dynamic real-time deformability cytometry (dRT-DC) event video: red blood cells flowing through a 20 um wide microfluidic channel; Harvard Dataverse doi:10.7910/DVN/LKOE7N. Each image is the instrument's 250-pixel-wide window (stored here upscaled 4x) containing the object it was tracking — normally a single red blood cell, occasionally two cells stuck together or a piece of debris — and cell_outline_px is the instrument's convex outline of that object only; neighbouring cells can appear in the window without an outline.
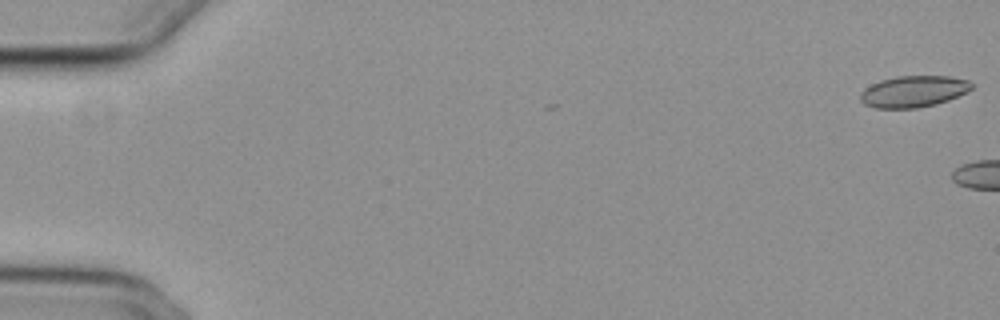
{"species": "common noctule bat (a hibernating species)", "species_latin": "Nyctalus noctula", "temperature_condition": "cold", "stored_images_in_passage": 2, "camera_frame_rate_fps": 3000, "um_per_image_px": 0.085, "animal": {"sex": "female", "body_mass_g": 29.2, "forearm_length_mm": 56.3}, "frame": {"image": 1, "passage_image": 2, "time_ms": 0.333, "image_size_px": [1000, 320], "cell_outline_px": [[972, 88], [968, 92], [948, 100], [936, 104], [916, 108], [876, 108], [864, 104], [860, 100], [860, 92], [872, 84], [880, 80], [896, 76], [948, 76], [968, 80], [972, 84]], "centroid_in_image_um": [77.65, 7.77], "position_along_channel_um": 7.4, "area_um2": 20.4}}